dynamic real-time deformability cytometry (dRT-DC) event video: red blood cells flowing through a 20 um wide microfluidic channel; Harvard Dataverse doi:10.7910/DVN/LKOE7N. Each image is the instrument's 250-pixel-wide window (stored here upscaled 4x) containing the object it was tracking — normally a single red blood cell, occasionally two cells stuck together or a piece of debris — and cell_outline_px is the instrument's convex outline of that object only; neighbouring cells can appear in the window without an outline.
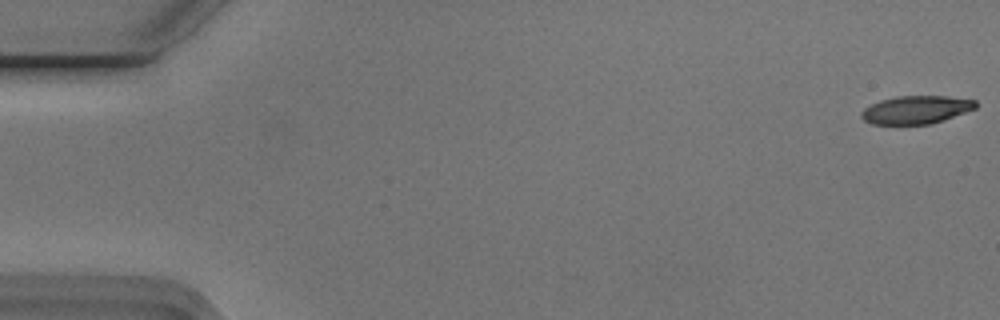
{"species": "Egyptian fruit bat (a non-hibernating species)", "species_latin": "Rousettus aegyptiacus", "temperature_condition": "cold", "stored_images_in_passage": 55, "camera_frame_rate_fps": 3000, "um_per_image_px": 0.085, "animal": {"sex": "male"}, "frame": {"image": 1, "passage_image": 1, "time_ms": 0.0, "image_size_px": [1000, 320], "cell_outline_px": [[976, 108], [928, 124], [872, 124], [864, 120], [860, 116], [860, 112], [864, 108], [880, 100], [896, 96], [948, 96], [976, 100]], "centroid_in_image_um": [77.82, 9.32], "position_along_channel_um": 7.2, "area_um2": 18.44}}
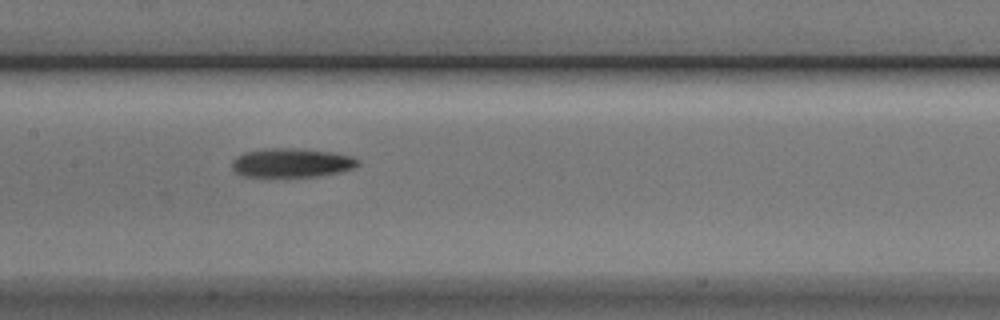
{"frame": {"image": 2, "passage_image": 27, "time_ms": 8.667, "image_size_px": [1000, 320], "cell_outline_px": [[360, 164], [356, 168], [340, 172], [316, 176], [244, 176], [236, 172], [232, 168], [232, 160], [236, 156], [244, 152], [268, 148], [292, 148], [332, 152], [352, 156], [360, 160]], "centroid_in_image_um": [24.82, 13.83], "position_along_channel_um": 182.6, "area_um2": 21.27}}
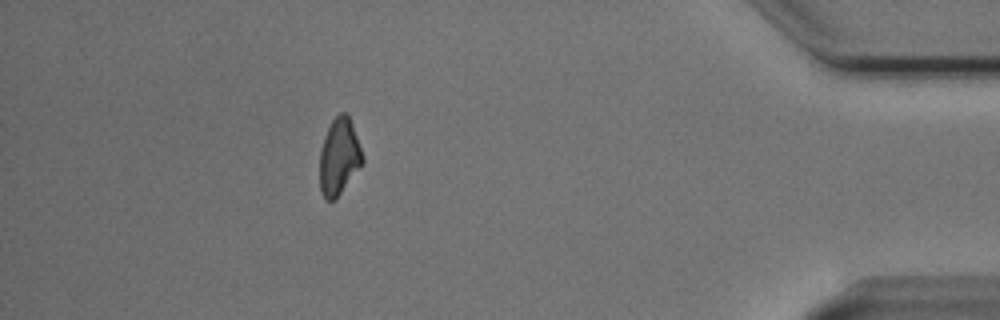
{"frame": {"image": 3, "passage_image": 49, "time_ms": 16.0, "image_size_px": [1000, 320], "cell_outline_px": [[364, 160], [336, 200], [324, 200], [320, 192], [320, 152], [324, 136], [332, 120], [340, 112], [348, 112], [364, 156]], "centroid_in_image_um": [28.82, 13.32], "position_along_channel_um": 406.4, "area_um2": 19.19}, "authors_computed_cell_mechanics": {"area_um2": 20.23, "velocity_mm_per_s": 3.7482, "shape_relaxation_time_tau1_ms": 3.9146, "shape_relaxation_time_tau2_ms": 5.1587, "deformation_change_tau1": 0.1433, "deformation_change_tau2": 0.1597}}